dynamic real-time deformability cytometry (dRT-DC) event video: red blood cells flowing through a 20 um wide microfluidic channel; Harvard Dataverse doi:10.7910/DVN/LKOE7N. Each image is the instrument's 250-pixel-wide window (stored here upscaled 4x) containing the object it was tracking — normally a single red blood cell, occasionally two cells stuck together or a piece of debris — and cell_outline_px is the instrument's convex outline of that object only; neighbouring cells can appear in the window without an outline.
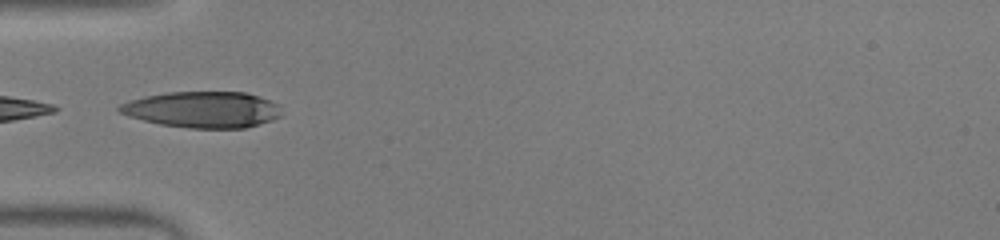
{"species": "human", "species_latin": "Homo sapiens", "temperature_condition": "warm", "stored_images_in_passage": 18, "camera_frame_rate_fps": 3000, "um_per_image_px": 0.085, "donor": {"sex": "male"}, "frame": {"image": 1, "passage_image": 1, "time_ms": 0.0, "image_size_px": [1000, 240], "cell_outline_px": [[284, 116], [260, 124], [244, 128], [188, 128], [160, 124], [144, 120], [120, 112], [116, 108], [120, 104], [128, 100], [144, 96], [168, 92], [244, 92], [260, 96], [280, 104]], "centroid_in_image_um": [17.29, 9.31], "position_along_channel_um": 67.7, "area_um2": 34.45}}
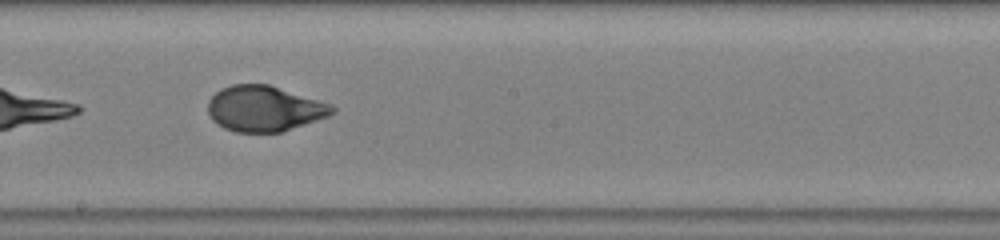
{"frame": {"image": 2, "passage_image": 13, "time_ms": 4.0, "image_size_px": [1000, 240], "cell_outline_px": [[336, 112], [328, 116], [280, 132], [236, 132], [224, 128], [212, 120], [208, 112], [208, 100], [220, 88], [232, 84], [268, 84], [332, 104], [336, 108]], "centroid_in_image_um": [22.46, 9.22], "position_along_channel_um": 225.7, "area_um2": 32.95}}
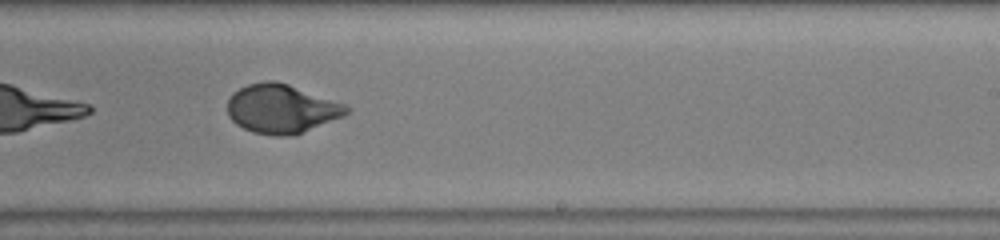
{"frame": {"image": 3, "passage_image": 16, "time_ms": 5.0, "image_size_px": [1000, 240], "cell_outline_px": [[352, 108], [344, 116], [292, 136], [276, 136], [252, 132], [236, 124], [228, 116], [228, 100], [232, 92], [248, 84], [264, 80], [276, 80], [288, 84], [344, 104]], "centroid_in_image_um": [23.9, 9.24], "position_along_channel_um": 265.1, "area_um2": 33.87}}